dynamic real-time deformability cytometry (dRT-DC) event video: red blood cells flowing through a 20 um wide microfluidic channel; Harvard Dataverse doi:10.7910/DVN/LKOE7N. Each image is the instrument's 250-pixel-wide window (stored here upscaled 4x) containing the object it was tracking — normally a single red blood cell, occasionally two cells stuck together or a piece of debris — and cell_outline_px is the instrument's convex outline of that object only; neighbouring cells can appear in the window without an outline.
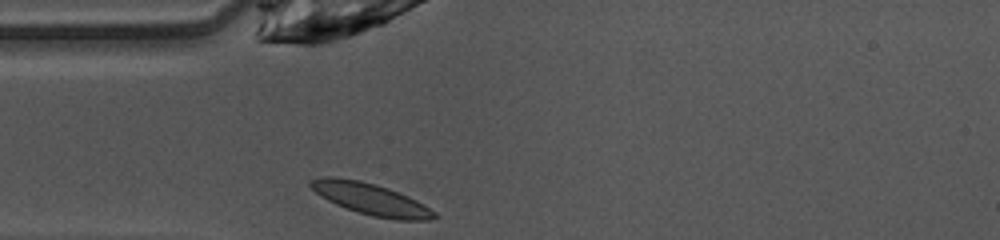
{"species": "common noctule bat (a hibernating species)", "species_latin": "Nyctalus noctula", "temperature_condition": "warm", "stored_images_in_passage": 27, "camera_frame_rate_fps": 3000, "um_per_image_px": 0.085, "animal": {"sex": "female", "body_mass_g": 10.0, "forearm_length_mm": 53.1}, "frame": {"image": 1, "passage_image": 1, "time_ms": 0.0, "image_size_px": [1000, 240], "cell_outline_px": [[440, 216], [432, 220], [396, 220], [372, 216], [336, 204], [320, 196], [308, 184], [308, 180], [324, 176], [328, 176], [360, 180], [376, 184], [388, 188], [408, 196], [416, 200], [436, 212]], "centroid_in_image_um": [31.54, 16.92], "position_along_channel_um": 53.5, "area_um2": 22.72}}
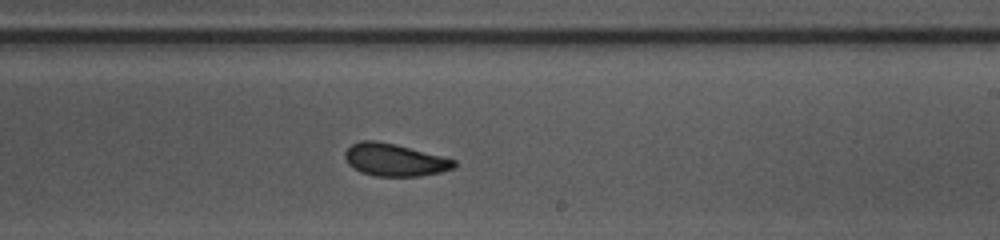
{"frame": {"image": 2, "passage_image": 16, "time_ms": 5.0, "image_size_px": [1000, 240], "cell_outline_px": [[456, 168], [440, 172], [420, 176], [376, 176], [360, 172], [352, 168], [348, 164], [344, 156], [344, 152], [352, 144], [360, 140], [376, 140], [396, 144], [456, 160]], "centroid_in_image_um": [33.52, 13.59], "position_along_channel_um": 255.5, "area_um2": 20.75}}
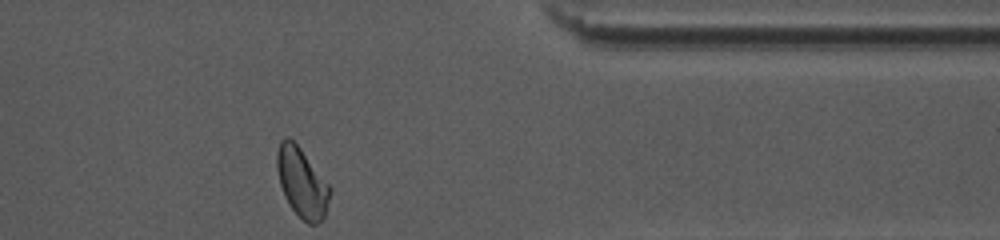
{"frame": {"image": 3, "passage_image": 27, "time_ms": 8.667, "image_size_px": [1000, 240], "cell_outline_px": [[332, 188], [324, 220], [316, 224], [308, 224], [292, 208], [284, 196], [280, 184], [276, 164], [276, 152], [280, 140], [284, 136], [288, 136], [300, 148]], "centroid_in_image_um": [25.66, 15.51], "position_along_channel_um": 385.7, "area_um2": 21.44}, "authors_computed_cell_mechanics": {"area_um2": 20.9814, "velocity_mm_per_s": 4.0702, "shape_relaxation_time_tau1_ms": 3.0356, "shape_relaxation_time_tau2_ms": 4.7316, "deformation_change_tau1": 0.1052, "deformation_change_tau2": 0.0818}}